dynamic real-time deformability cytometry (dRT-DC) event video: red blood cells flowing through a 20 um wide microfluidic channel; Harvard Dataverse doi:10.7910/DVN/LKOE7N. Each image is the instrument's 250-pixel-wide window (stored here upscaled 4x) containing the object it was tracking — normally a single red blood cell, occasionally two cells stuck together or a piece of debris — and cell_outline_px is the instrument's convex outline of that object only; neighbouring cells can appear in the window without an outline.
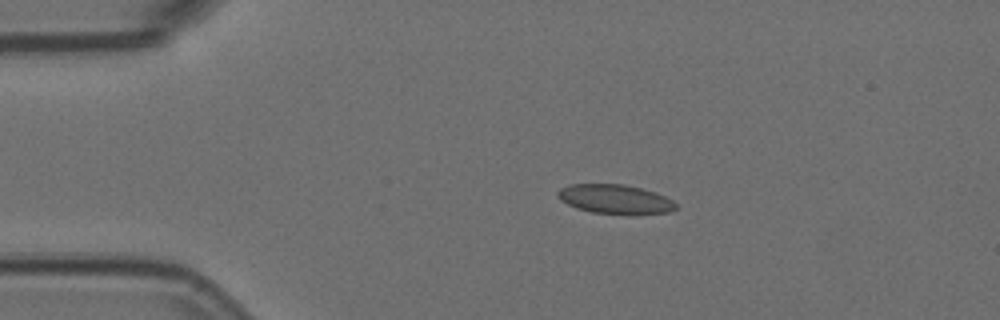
{"species": "Egyptian fruit bat (a non-hibernating species)", "species_latin": "Rousettus aegyptiacus", "temperature_condition": "room temperature", "stored_images_in_passage": 3, "camera_frame_rate_fps": 3000, "um_per_image_px": 0.085, "animal": {"sex": "female"}, "frame": {"image": 1, "passage_image": 1, "time_ms": 0.0, "image_size_px": [1000, 320], "cell_outline_px": [[676, 208], [668, 212], [628, 216], [592, 212], [576, 208], [560, 200], [556, 196], [556, 192], [560, 188], [568, 184], [624, 184], [656, 192], [672, 200], [676, 204]], "centroid_in_image_um": [52.26, 16.95], "position_along_channel_um": 32.7, "area_um2": 20.58}}
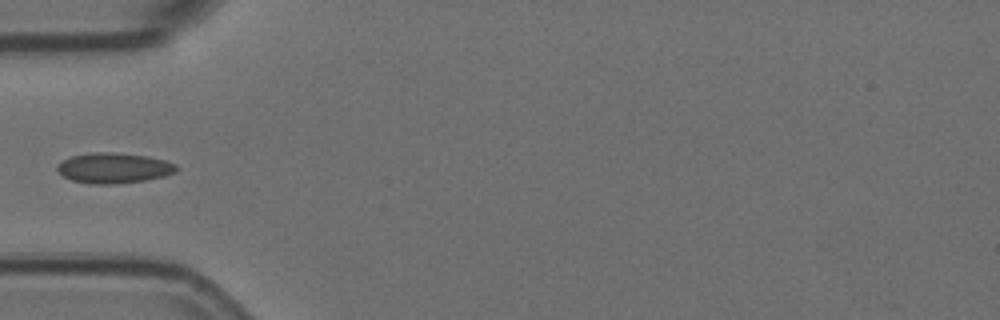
{"frame": {"image": 2, "passage_image": 3, "time_ms": 0.667, "image_size_px": [1000, 320], "cell_outline_px": [[180, 168], [176, 172], [164, 176], [144, 180], [116, 184], [92, 184], [72, 180], [64, 176], [56, 168], [64, 160], [72, 156], [96, 152], [108, 152], [144, 156], [164, 160], [176, 164]], "centroid_in_image_um": [9.71, 14.29], "position_along_channel_um": 75.3, "area_um2": 20.75}}